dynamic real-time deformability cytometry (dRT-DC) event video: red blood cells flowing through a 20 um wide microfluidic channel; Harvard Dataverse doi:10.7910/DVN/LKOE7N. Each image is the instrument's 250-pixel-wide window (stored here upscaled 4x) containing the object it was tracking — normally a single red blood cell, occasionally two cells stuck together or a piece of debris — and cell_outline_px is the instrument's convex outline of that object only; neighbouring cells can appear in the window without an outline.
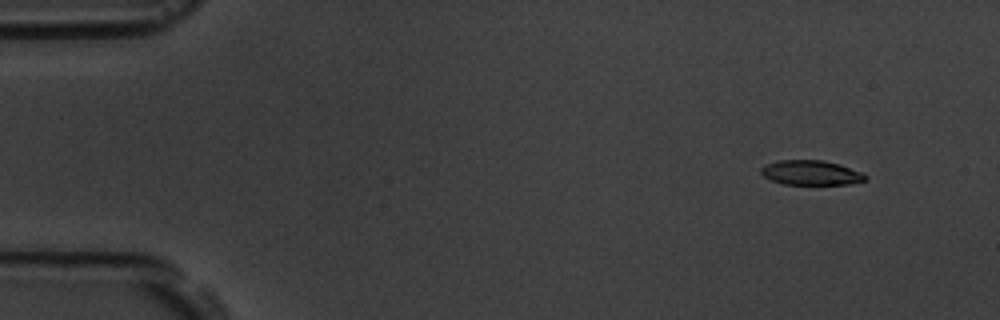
{"species": "common noctule bat (a hibernating species)", "species_latin": "Nyctalus noctula", "temperature_condition": "room temperature", "stored_images_in_passage": 6, "camera_frame_rate_fps": 3000, "um_per_image_px": 0.085, "animal": {"sex": "male", "body_mass_g": 19.5, "forearm_length_mm": 54.6}, "frame": {"image": 1, "passage_image": 2, "time_ms": 1.333, "image_size_px": [1000, 320], "cell_outline_px": [[868, 180], [848, 184], [784, 184], [772, 180], [764, 176], [760, 172], [760, 168], [764, 164], [776, 160], [824, 160], [840, 164], [864, 172], [868, 176]], "centroid_in_image_um": [68.97, 14.67], "position_along_channel_um": 16.0, "area_um2": 15.26}}
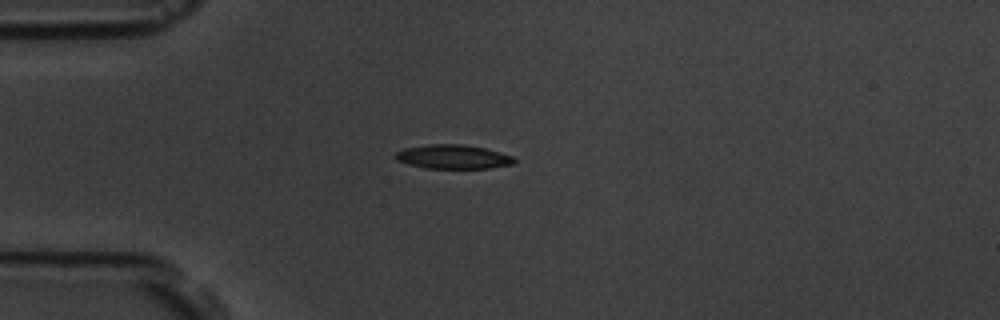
{"frame": {"image": 2, "passage_image": 5, "time_ms": 4.667, "image_size_px": [1000, 320], "cell_outline_px": [[516, 164], [492, 168], [428, 168], [408, 164], [396, 160], [392, 156], [396, 152], [404, 148], [428, 144], [464, 144], [484, 148], [500, 152], [512, 156], [516, 160]], "centroid_in_image_um": [38.51, 13.32], "position_along_channel_um": 46.5, "area_um2": 16.82}}
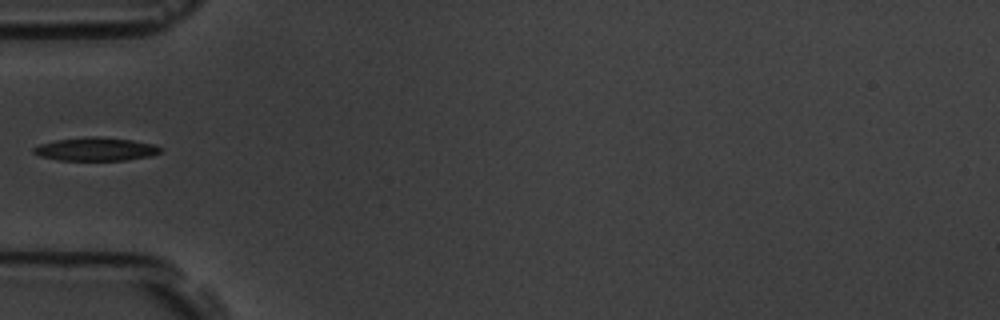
{"frame": {"image": 3, "passage_image": 6, "time_ms": 6.0, "image_size_px": [1000, 320], "cell_outline_px": [[164, 148], [160, 152], [152, 156], [124, 160], [60, 160], [40, 156], [32, 152], [32, 148], [40, 144], [56, 140], [88, 136], [100, 136], [132, 140], [156, 144]], "centroid_in_image_um": [8.18, 12.67], "position_along_channel_um": 76.8, "area_um2": 17.4}}